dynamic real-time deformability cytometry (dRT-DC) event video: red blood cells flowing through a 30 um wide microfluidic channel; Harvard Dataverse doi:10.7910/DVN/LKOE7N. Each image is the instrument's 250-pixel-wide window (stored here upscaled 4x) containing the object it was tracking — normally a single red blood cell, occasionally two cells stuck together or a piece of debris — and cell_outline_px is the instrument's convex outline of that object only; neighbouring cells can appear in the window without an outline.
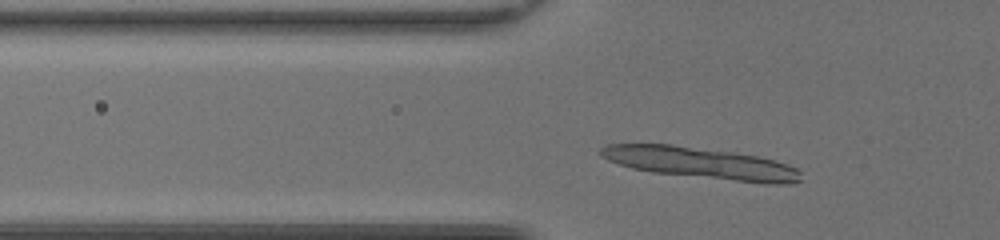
{"species": "common noctule bat (a hibernating species)", "species_latin": "Nyctalus noctula", "temperature_condition": "room temperature", "stored_images_in_passage": 38, "camera_frame_rate_fps": 3000, "um_per_image_px": 0.085, "animal": {"sex": "female", "body_mass_g": 20.0, "forearm_length_mm": 54.0}, "frame": {"image": 1, "passage_image": 6, "time_ms": 1.667, "image_size_px": [1000, 240], "cell_outline_px": [[800, 180], [792, 184], [768, 184], [652, 172], [632, 168], [608, 160], [600, 156], [600, 148], [608, 144], [672, 144], [732, 152], [756, 156], [776, 160], [788, 164], [796, 168], [800, 172]], "centroid_in_image_um": [59.59, 13.86], "position_along_channel_um": 66.2, "area_um2": 36.47}, "authors_computed_cell_mechanics": {"area_um2": 16.8198, "velocity_mm_per_s": 4.1297, "shape_relaxation_time_tau1_ms": 2.7412, "shape_relaxation_time_tau2_ms": 3.2351, "deformation_change_tau1": 0.099, "deformation_change_tau2": 0.0961}}